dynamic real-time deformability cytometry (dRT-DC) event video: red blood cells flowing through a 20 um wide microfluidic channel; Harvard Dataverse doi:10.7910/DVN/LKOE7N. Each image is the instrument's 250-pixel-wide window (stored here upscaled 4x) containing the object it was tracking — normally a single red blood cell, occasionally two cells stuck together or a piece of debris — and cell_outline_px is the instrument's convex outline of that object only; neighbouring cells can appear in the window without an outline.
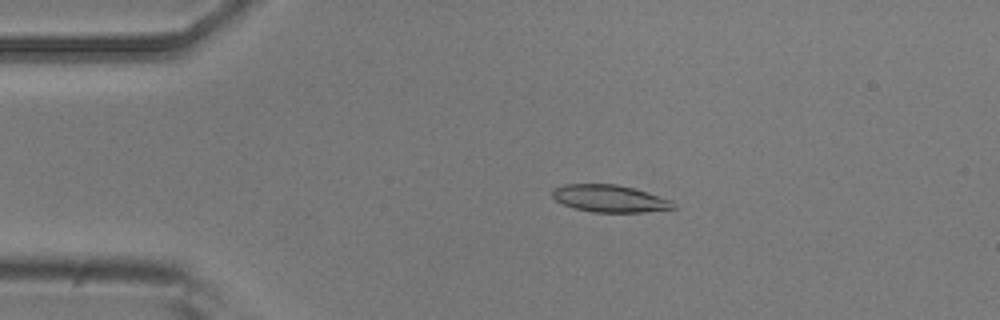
{"species": "common noctule bat (a hibernating species)", "species_latin": "Nyctalus noctula", "temperature_condition": "room temperature", "stored_images_in_passage": 21, "camera_frame_rate_fps": 3000, "um_per_image_px": 0.085, "animal": {"sex": "male", "body_mass_g": 20.5, "forearm_length_mm": 52.5}, "frame": {"image": 1, "passage_image": 10, "time_ms": 3.0, "image_size_px": [1000, 320], "cell_outline_px": [[676, 208], [644, 212], [592, 212], [576, 208], [564, 204], [556, 200], [552, 196], [552, 188], [564, 184], [616, 184], [632, 188], [672, 200], [676, 204]], "centroid_in_image_um": [51.82, 16.87], "position_along_channel_um": 33.2, "area_um2": 19.07}}
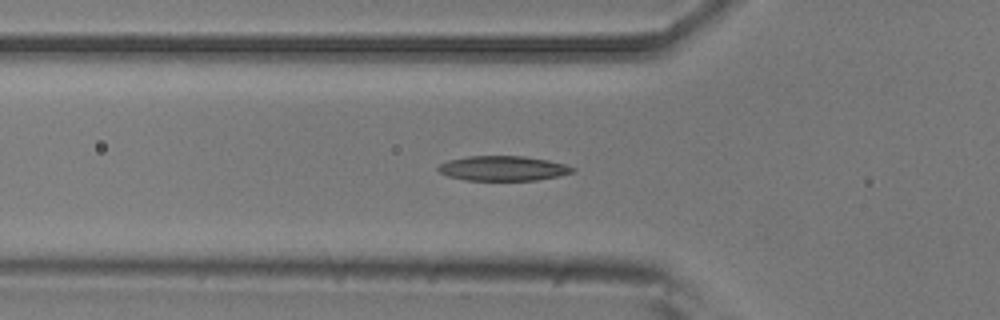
{"frame": {"image": 2, "passage_image": 17, "time_ms": 5.333, "image_size_px": [1000, 320], "cell_outline_px": [[576, 168], [572, 172], [556, 176], [536, 180], [464, 180], [448, 176], [440, 172], [436, 168], [440, 164], [448, 160], [468, 156], [524, 156], [548, 160], [564, 164]], "centroid_in_image_um": [42.72, 14.3], "position_along_channel_um": 83.1, "area_um2": 19.31}}
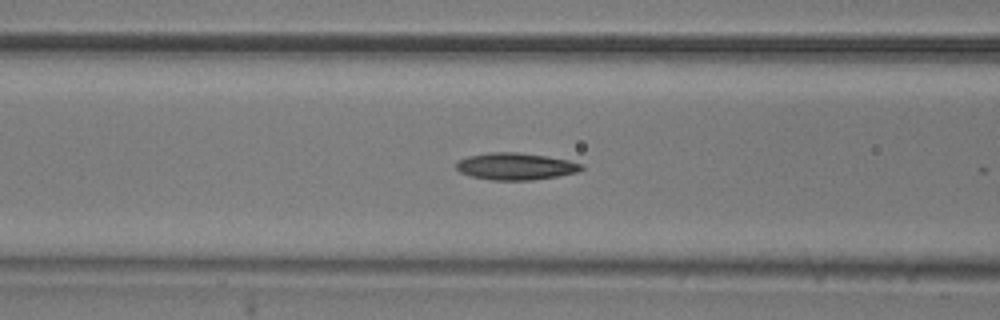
{"frame": {"image": 3, "passage_image": 20, "time_ms": 6.333, "image_size_px": [1000, 320], "cell_outline_px": [[584, 168], [580, 172], [560, 176], [532, 180], [492, 180], [472, 176], [460, 172], [456, 168], [456, 164], [460, 160], [468, 156], [488, 152], [516, 152], [548, 156], [568, 160], [584, 164]], "centroid_in_image_um": [43.89, 14.14], "position_along_channel_um": 122.7, "area_um2": 19.83}}